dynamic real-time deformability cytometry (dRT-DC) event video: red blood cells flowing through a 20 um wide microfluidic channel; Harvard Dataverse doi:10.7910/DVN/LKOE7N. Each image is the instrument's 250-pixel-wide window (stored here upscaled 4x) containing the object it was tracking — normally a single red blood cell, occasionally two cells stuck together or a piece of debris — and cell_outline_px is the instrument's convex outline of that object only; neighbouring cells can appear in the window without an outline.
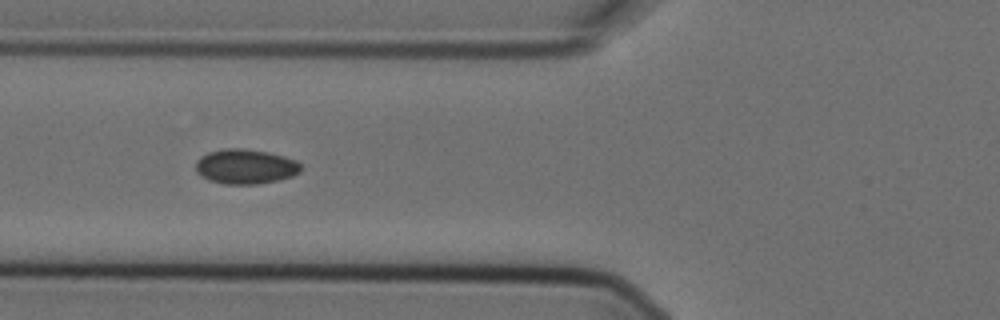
{"species": "Egyptian fruit bat (a non-hibernating species)", "species_latin": "Rousettus aegyptiacus", "temperature_condition": "cold", "stored_images_in_passage": 9, "camera_frame_rate_fps": 3000, "um_per_image_px": 0.085, "animal": {"sex": "female"}, "frame": {"image": 1, "passage_image": 7, "time_ms": 2.0, "image_size_px": [1000, 320], "cell_outline_px": [[300, 172], [292, 176], [276, 180], [256, 184], [224, 184], [208, 180], [200, 176], [196, 172], [196, 160], [200, 156], [208, 152], [224, 148], [244, 148], [268, 152], [284, 156], [296, 160], [300, 164]], "centroid_in_image_um": [20.82, 14.15], "position_along_channel_um": 105.0, "area_um2": 21.44}}
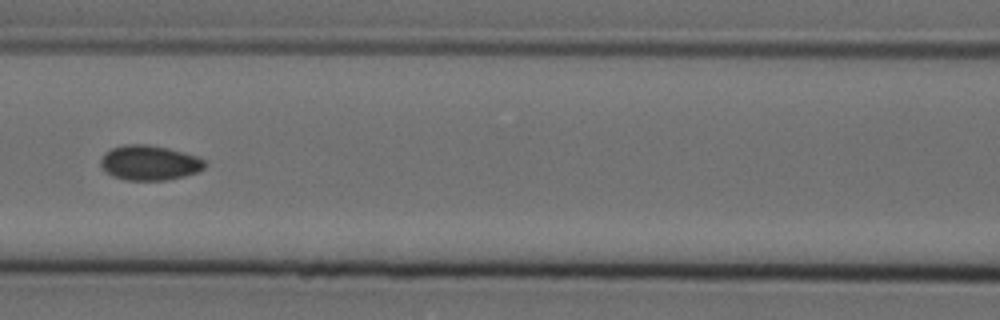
{"frame": {"image": 2, "passage_image": 8, "time_ms": 2.333, "image_size_px": [1000, 320], "cell_outline_px": [[208, 164], [204, 168], [196, 172], [184, 176], [164, 180], [124, 180], [112, 176], [104, 172], [100, 164], [100, 160], [104, 152], [112, 148], [124, 144], [148, 144], [168, 148], [184, 152], [196, 156], [204, 160]], "centroid_in_image_um": [12.67, 13.83], "position_along_channel_um": 153.9, "area_um2": 21.39}}
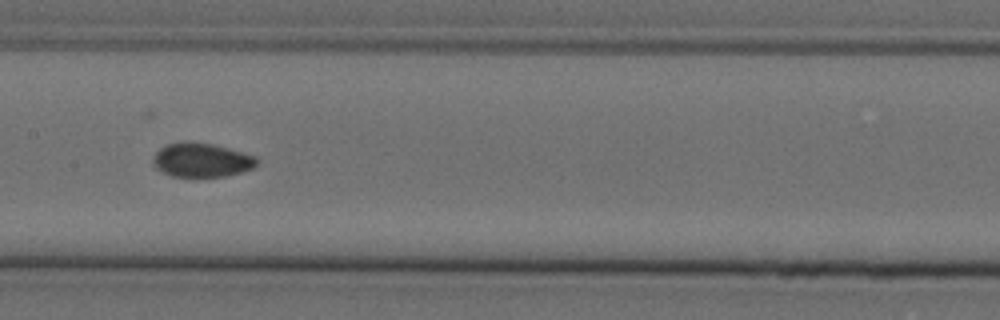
{"frame": {"image": 3, "passage_image": 9, "time_ms": 2.667, "image_size_px": [1000, 320], "cell_outline_px": [[260, 160], [252, 168], [240, 172], [224, 176], [172, 176], [156, 168], [152, 164], [152, 156], [164, 144], [212, 144], [228, 148], [256, 156]], "centroid_in_image_um": [17.14, 13.63], "position_along_channel_um": 190.3, "area_um2": 20.0}}